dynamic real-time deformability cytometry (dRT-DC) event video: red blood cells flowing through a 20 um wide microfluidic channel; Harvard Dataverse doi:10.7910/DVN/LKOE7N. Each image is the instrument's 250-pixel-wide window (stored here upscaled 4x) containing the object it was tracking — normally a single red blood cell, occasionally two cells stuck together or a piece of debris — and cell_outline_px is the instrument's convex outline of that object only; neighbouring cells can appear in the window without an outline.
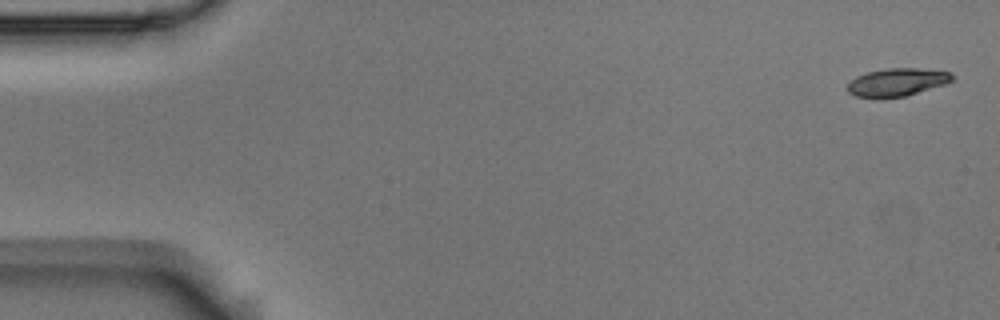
{"species": "Egyptian fruit bat (a non-hibernating species)", "species_latin": "Rousettus aegyptiacus", "temperature_condition": "room temperature", "stored_images_in_passage": 5, "camera_frame_rate_fps": 3000, "um_per_image_px": 0.085, "animal": {"sex": "male"}, "frame": {"image": 1, "passage_image": 1, "time_ms": 0.0, "image_size_px": [1000, 320], "cell_outline_px": [[952, 80], [944, 84], [904, 96], [880, 100], [856, 96], [848, 92], [848, 84], [856, 76], [868, 72], [888, 68], [916, 68], [952, 72]], "centroid_in_image_um": [76.2, 7.01], "position_along_channel_um": 8.8, "area_um2": 17.05}}
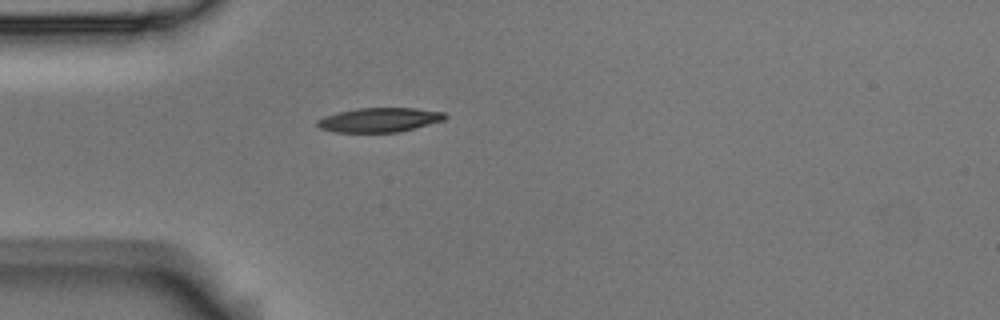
{"frame": {"image": 2, "passage_image": 5, "time_ms": 1.333, "image_size_px": [1000, 320], "cell_outline_px": [[448, 116], [444, 120], [400, 132], [332, 132], [320, 128], [316, 124], [316, 120], [324, 116], [356, 108], [412, 108], [444, 112]], "centroid_in_image_um": [32.23, 10.19], "position_along_channel_um": 52.8, "area_um2": 18.09}}